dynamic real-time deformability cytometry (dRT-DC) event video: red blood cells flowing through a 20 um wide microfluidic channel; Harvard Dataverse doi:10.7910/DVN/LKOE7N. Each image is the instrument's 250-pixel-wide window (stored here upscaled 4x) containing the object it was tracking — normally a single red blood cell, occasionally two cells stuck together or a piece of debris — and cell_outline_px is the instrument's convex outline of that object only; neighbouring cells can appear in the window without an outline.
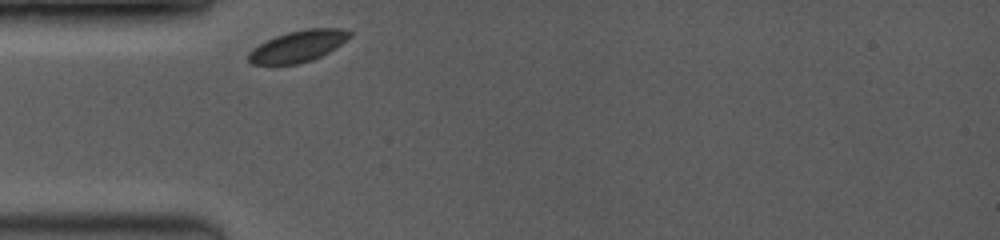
{"species": "common noctule bat (a hibernating species)", "species_latin": "Nyctalus noctula", "temperature_condition": "room temperature", "stored_images_in_passage": 2, "camera_frame_rate_fps": 3500, "um_per_image_px": 0.085, "animal": {"sex": "female", "body_mass_g": 19.0, "forearm_length_mm": 53.3}, "frame": {"image": 1, "passage_image": 1, "time_ms": 0.0, "image_size_px": [1000, 240], "cell_outline_px": [[352, 36], [336, 48], [312, 60], [296, 64], [252, 64], [248, 60], [248, 52], [252, 48], [276, 36], [288, 32], [308, 28], [340, 28], [352, 32]], "centroid_in_image_um": [25.35, 3.92], "position_along_channel_um": 59.6, "area_um2": 18.44}}